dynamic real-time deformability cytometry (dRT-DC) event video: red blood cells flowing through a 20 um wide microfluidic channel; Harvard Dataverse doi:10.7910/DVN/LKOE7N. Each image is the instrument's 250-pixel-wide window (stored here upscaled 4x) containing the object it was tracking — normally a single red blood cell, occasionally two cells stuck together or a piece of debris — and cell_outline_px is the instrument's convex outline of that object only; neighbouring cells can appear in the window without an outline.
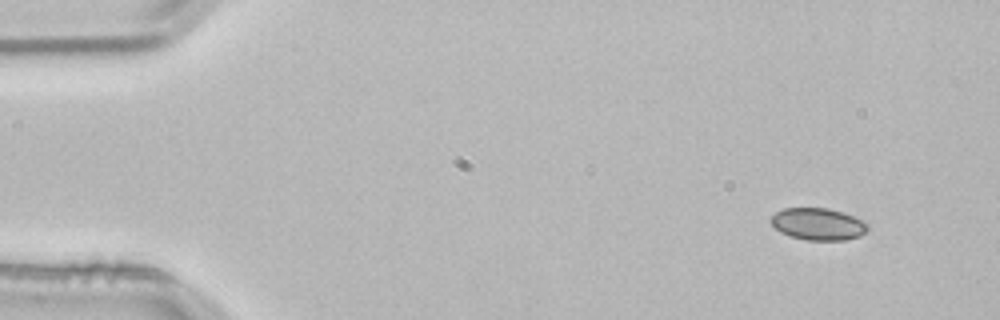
{"species": "common noctule bat (a hibernating species)", "species_latin": "Nyctalus noctula", "temperature_condition": "room temperature", "stored_images_in_passage": 3, "camera_frame_rate_fps": 3000, "um_per_image_px": 0.085, "animal": {"sex": "male", "body_mass_g": 21.5, "forearm_length_mm": 52.0}, "frame": {"image": 1, "passage_image": 1, "time_ms": 0.0, "image_size_px": [1000, 320], "cell_outline_px": [[868, 228], [860, 236], [844, 240], [808, 240], [792, 236], [780, 232], [768, 220], [776, 212], [784, 208], [828, 208], [852, 216], [868, 224]], "centroid_in_image_um": [69.5, 19.04], "position_along_channel_um": 15.5, "area_um2": 17.8}}